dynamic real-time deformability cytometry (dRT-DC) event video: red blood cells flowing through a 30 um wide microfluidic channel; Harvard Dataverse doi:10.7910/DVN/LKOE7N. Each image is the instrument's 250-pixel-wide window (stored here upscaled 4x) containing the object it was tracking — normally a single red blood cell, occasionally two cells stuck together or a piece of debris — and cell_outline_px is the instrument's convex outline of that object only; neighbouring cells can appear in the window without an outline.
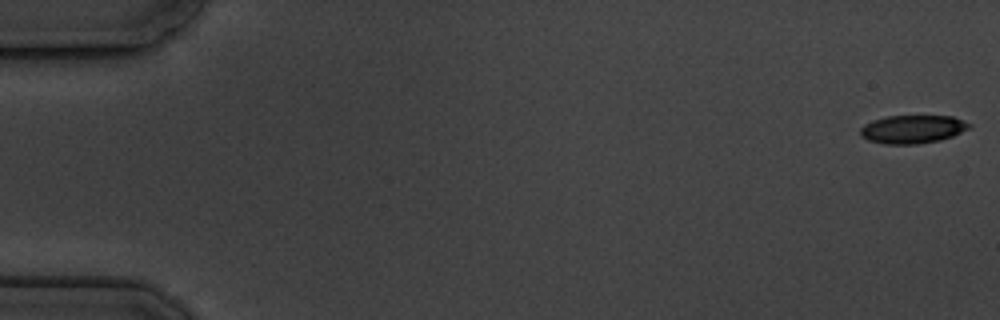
{"species": "common noctule bat (a hibernating species)", "species_latin": "Nyctalus noctula", "temperature_condition": "cold", "stored_images_in_passage": 7, "camera_frame_rate_fps": 3000, "um_per_image_px": 0.085, "animal": {"sex": "male", "body_mass_g": 19.5, "forearm_length_mm": 54.6}, "frame": {"image": 1, "passage_image": 1, "time_ms": 0.0, "image_size_px": [1000, 320], "cell_outline_px": [[972, 124], [968, 128], [952, 136], [940, 140], [916, 144], [884, 144], [868, 140], [860, 136], [860, 128], [864, 124], [872, 120], [888, 116], [952, 116], [964, 120]], "centroid_in_image_um": [77.54, 10.98], "position_along_channel_um": 7.5, "area_um2": 17.92}}
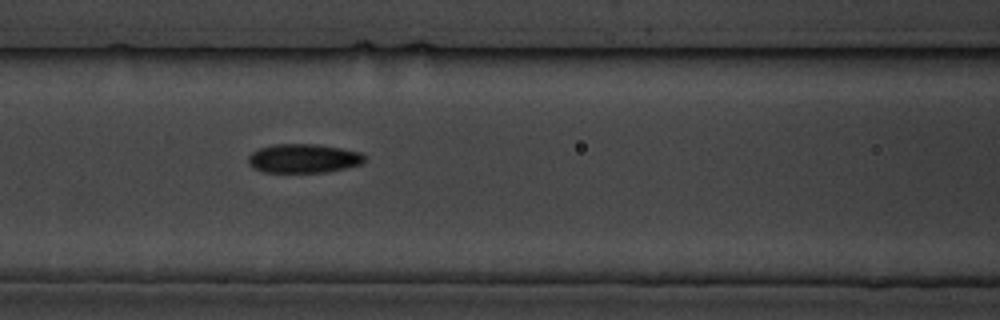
{"frame": {"image": 2, "passage_image": 7, "time_ms": 8.0, "image_size_px": [1000, 320], "cell_outline_px": [[364, 160], [360, 164], [344, 168], [324, 172], [264, 172], [252, 168], [248, 160], [248, 156], [252, 152], [260, 148], [272, 144], [320, 144], [360, 152], [364, 156]], "centroid_in_image_um": [25.76, 13.46], "position_along_channel_um": 140.8, "area_um2": 19.54}}